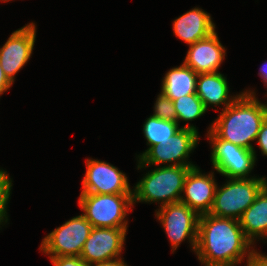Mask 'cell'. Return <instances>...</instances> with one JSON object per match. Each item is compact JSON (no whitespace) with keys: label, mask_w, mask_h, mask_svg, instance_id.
Returning a JSON list of instances; mask_svg holds the SVG:
<instances>
[{"label":"cell","mask_w":267,"mask_h":266,"mask_svg":"<svg viewBox=\"0 0 267 266\" xmlns=\"http://www.w3.org/2000/svg\"><path fill=\"white\" fill-rule=\"evenodd\" d=\"M251 245L239 220L200 215L195 254L204 266H236L244 257L249 259L254 252Z\"/></svg>","instance_id":"1"},{"label":"cell","mask_w":267,"mask_h":266,"mask_svg":"<svg viewBox=\"0 0 267 266\" xmlns=\"http://www.w3.org/2000/svg\"><path fill=\"white\" fill-rule=\"evenodd\" d=\"M250 90L242 92L238 98L223 108L217 119L209 127L219 139L256 151L251 141H256L261 124L267 117V104L257 100Z\"/></svg>","instance_id":"2"},{"label":"cell","mask_w":267,"mask_h":266,"mask_svg":"<svg viewBox=\"0 0 267 266\" xmlns=\"http://www.w3.org/2000/svg\"><path fill=\"white\" fill-rule=\"evenodd\" d=\"M196 166H160L149 171L134 186L133 203L160 202L161 206L179 202L188 172Z\"/></svg>","instance_id":"3"},{"label":"cell","mask_w":267,"mask_h":266,"mask_svg":"<svg viewBox=\"0 0 267 266\" xmlns=\"http://www.w3.org/2000/svg\"><path fill=\"white\" fill-rule=\"evenodd\" d=\"M78 204L92 227L127 228L125 217L134 203L133 194L81 193Z\"/></svg>","instance_id":"4"},{"label":"cell","mask_w":267,"mask_h":266,"mask_svg":"<svg viewBox=\"0 0 267 266\" xmlns=\"http://www.w3.org/2000/svg\"><path fill=\"white\" fill-rule=\"evenodd\" d=\"M266 184L265 177L228 178L222 187H216L209 214L239 220Z\"/></svg>","instance_id":"5"},{"label":"cell","mask_w":267,"mask_h":266,"mask_svg":"<svg viewBox=\"0 0 267 266\" xmlns=\"http://www.w3.org/2000/svg\"><path fill=\"white\" fill-rule=\"evenodd\" d=\"M199 139L196 127L189 124L185 125L167 140L151 146L141 155H138L137 169L164 163H171L168 166H195L188 161V158L189 154L196 148Z\"/></svg>","instance_id":"6"},{"label":"cell","mask_w":267,"mask_h":266,"mask_svg":"<svg viewBox=\"0 0 267 266\" xmlns=\"http://www.w3.org/2000/svg\"><path fill=\"white\" fill-rule=\"evenodd\" d=\"M91 223L81 214L66 221L44 237L40 250L49 257L78 256L92 229Z\"/></svg>","instance_id":"7"},{"label":"cell","mask_w":267,"mask_h":266,"mask_svg":"<svg viewBox=\"0 0 267 266\" xmlns=\"http://www.w3.org/2000/svg\"><path fill=\"white\" fill-rule=\"evenodd\" d=\"M155 212L170 239L172 252L186 238L195 252L200 215L181 201L160 206Z\"/></svg>","instance_id":"8"},{"label":"cell","mask_w":267,"mask_h":266,"mask_svg":"<svg viewBox=\"0 0 267 266\" xmlns=\"http://www.w3.org/2000/svg\"><path fill=\"white\" fill-rule=\"evenodd\" d=\"M207 132L213 144L211 162L214 169L227 178H248L256 162L253 150L219 139L211 130Z\"/></svg>","instance_id":"9"},{"label":"cell","mask_w":267,"mask_h":266,"mask_svg":"<svg viewBox=\"0 0 267 266\" xmlns=\"http://www.w3.org/2000/svg\"><path fill=\"white\" fill-rule=\"evenodd\" d=\"M81 193L133 194L128 177L115 166L100 160L87 159Z\"/></svg>","instance_id":"10"},{"label":"cell","mask_w":267,"mask_h":266,"mask_svg":"<svg viewBox=\"0 0 267 266\" xmlns=\"http://www.w3.org/2000/svg\"><path fill=\"white\" fill-rule=\"evenodd\" d=\"M36 39V25L31 22L14 31L0 48V65L13 84L16 73L23 68L32 55Z\"/></svg>","instance_id":"11"},{"label":"cell","mask_w":267,"mask_h":266,"mask_svg":"<svg viewBox=\"0 0 267 266\" xmlns=\"http://www.w3.org/2000/svg\"><path fill=\"white\" fill-rule=\"evenodd\" d=\"M127 228L93 227L80 258L87 264L117 259L123 250Z\"/></svg>","instance_id":"12"},{"label":"cell","mask_w":267,"mask_h":266,"mask_svg":"<svg viewBox=\"0 0 267 266\" xmlns=\"http://www.w3.org/2000/svg\"><path fill=\"white\" fill-rule=\"evenodd\" d=\"M216 187L214 174H203L196 166L186 176L180 201L199 215L207 214L212 209Z\"/></svg>","instance_id":"13"},{"label":"cell","mask_w":267,"mask_h":266,"mask_svg":"<svg viewBox=\"0 0 267 266\" xmlns=\"http://www.w3.org/2000/svg\"><path fill=\"white\" fill-rule=\"evenodd\" d=\"M225 55L226 50L215 31L208 37L189 45L183 63L197 74L219 72Z\"/></svg>","instance_id":"14"},{"label":"cell","mask_w":267,"mask_h":266,"mask_svg":"<svg viewBox=\"0 0 267 266\" xmlns=\"http://www.w3.org/2000/svg\"><path fill=\"white\" fill-rule=\"evenodd\" d=\"M173 31L175 36L191 45L215 32V24L209 13L195 7L173 21Z\"/></svg>","instance_id":"15"},{"label":"cell","mask_w":267,"mask_h":266,"mask_svg":"<svg viewBox=\"0 0 267 266\" xmlns=\"http://www.w3.org/2000/svg\"><path fill=\"white\" fill-rule=\"evenodd\" d=\"M196 94L208 106H230L240 94L229 97V86L226 77L220 72L198 74L196 81Z\"/></svg>","instance_id":"16"},{"label":"cell","mask_w":267,"mask_h":266,"mask_svg":"<svg viewBox=\"0 0 267 266\" xmlns=\"http://www.w3.org/2000/svg\"><path fill=\"white\" fill-rule=\"evenodd\" d=\"M245 237L254 245L256 238H267V184L239 219Z\"/></svg>","instance_id":"17"},{"label":"cell","mask_w":267,"mask_h":266,"mask_svg":"<svg viewBox=\"0 0 267 266\" xmlns=\"http://www.w3.org/2000/svg\"><path fill=\"white\" fill-rule=\"evenodd\" d=\"M197 76L196 72L183 63L165 74L161 92L172 101L184 95L196 94Z\"/></svg>","instance_id":"18"},{"label":"cell","mask_w":267,"mask_h":266,"mask_svg":"<svg viewBox=\"0 0 267 266\" xmlns=\"http://www.w3.org/2000/svg\"><path fill=\"white\" fill-rule=\"evenodd\" d=\"M181 128L177 122L160 119L151 115L143 125V133L150 148L167 140Z\"/></svg>","instance_id":"19"},{"label":"cell","mask_w":267,"mask_h":266,"mask_svg":"<svg viewBox=\"0 0 267 266\" xmlns=\"http://www.w3.org/2000/svg\"><path fill=\"white\" fill-rule=\"evenodd\" d=\"M176 112H177V123L180 121H192L198 117L204 115L207 109L204 103L197 96V94H190L182 96L178 99L173 100Z\"/></svg>","instance_id":"20"},{"label":"cell","mask_w":267,"mask_h":266,"mask_svg":"<svg viewBox=\"0 0 267 266\" xmlns=\"http://www.w3.org/2000/svg\"><path fill=\"white\" fill-rule=\"evenodd\" d=\"M160 119L177 122V112L173 101L162 92L158 95L154 104V114Z\"/></svg>","instance_id":"21"},{"label":"cell","mask_w":267,"mask_h":266,"mask_svg":"<svg viewBox=\"0 0 267 266\" xmlns=\"http://www.w3.org/2000/svg\"><path fill=\"white\" fill-rule=\"evenodd\" d=\"M12 180L7 171L0 172V225L7 223V206L11 194Z\"/></svg>","instance_id":"22"},{"label":"cell","mask_w":267,"mask_h":266,"mask_svg":"<svg viewBox=\"0 0 267 266\" xmlns=\"http://www.w3.org/2000/svg\"><path fill=\"white\" fill-rule=\"evenodd\" d=\"M54 266H90L78 256L49 257Z\"/></svg>","instance_id":"23"},{"label":"cell","mask_w":267,"mask_h":266,"mask_svg":"<svg viewBox=\"0 0 267 266\" xmlns=\"http://www.w3.org/2000/svg\"><path fill=\"white\" fill-rule=\"evenodd\" d=\"M256 140L261 154L267 156V117L261 124Z\"/></svg>","instance_id":"24"},{"label":"cell","mask_w":267,"mask_h":266,"mask_svg":"<svg viewBox=\"0 0 267 266\" xmlns=\"http://www.w3.org/2000/svg\"><path fill=\"white\" fill-rule=\"evenodd\" d=\"M246 261V266H267V255L254 250L249 259Z\"/></svg>","instance_id":"25"},{"label":"cell","mask_w":267,"mask_h":266,"mask_svg":"<svg viewBox=\"0 0 267 266\" xmlns=\"http://www.w3.org/2000/svg\"><path fill=\"white\" fill-rule=\"evenodd\" d=\"M12 83L6 77L0 65V96L11 87Z\"/></svg>","instance_id":"26"},{"label":"cell","mask_w":267,"mask_h":266,"mask_svg":"<svg viewBox=\"0 0 267 266\" xmlns=\"http://www.w3.org/2000/svg\"><path fill=\"white\" fill-rule=\"evenodd\" d=\"M90 266H128L126 263H124V260L122 258H117V259H111L108 261H102V262H97L90 264Z\"/></svg>","instance_id":"27"},{"label":"cell","mask_w":267,"mask_h":266,"mask_svg":"<svg viewBox=\"0 0 267 266\" xmlns=\"http://www.w3.org/2000/svg\"><path fill=\"white\" fill-rule=\"evenodd\" d=\"M259 76L263 79L265 86L267 85V61L261 66ZM267 87V86H266Z\"/></svg>","instance_id":"28"}]
</instances>
